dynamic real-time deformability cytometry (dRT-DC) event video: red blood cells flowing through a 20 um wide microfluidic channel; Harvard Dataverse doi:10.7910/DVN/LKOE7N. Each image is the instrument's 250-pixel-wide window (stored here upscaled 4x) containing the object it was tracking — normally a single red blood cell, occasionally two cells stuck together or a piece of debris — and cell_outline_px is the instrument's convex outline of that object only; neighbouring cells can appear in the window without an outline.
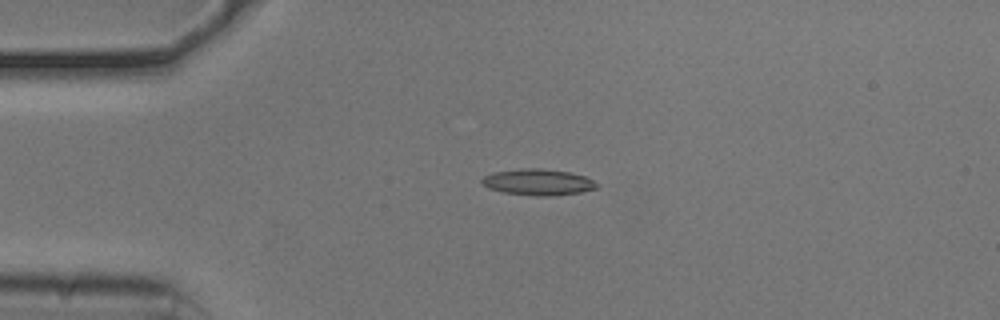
{"species": "common noctule bat (a hibernating species)", "species_latin": "Nyctalus noctula", "temperature_condition": "cold", "stored_images_in_passage": 42, "camera_frame_rate_fps": 3000, "um_per_image_px": 0.085, "animal": {"sex": "male", "body_mass_g": 20.5, "forearm_length_mm": 52.5}, "frame": {"image": 1, "passage_image": 1, "time_ms": 0.0, "image_size_px": [1000, 320], "cell_outline_px": [[600, 188], [580, 192], [552, 196], [536, 196], [504, 192], [488, 188], [480, 180], [484, 176], [496, 172], [524, 168], [540, 168], [568, 172], [584, 176], [600, 184]], "centroid_in_image_um": [45.78, 15.49], "position_along_channel_um": 39.2, "area_um2": 17.46}}
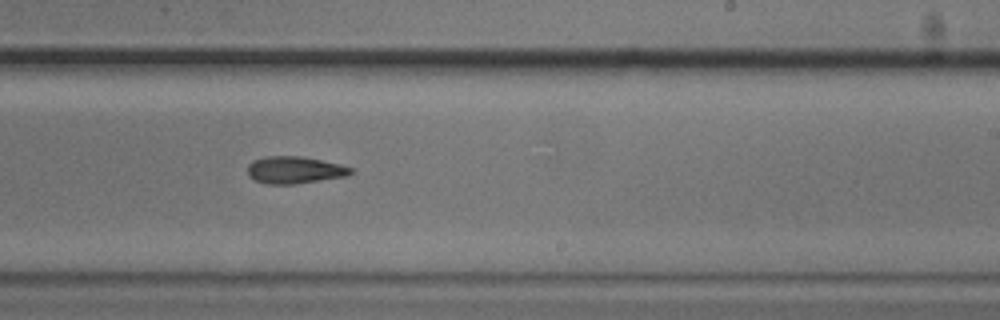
{"frame": {"image": 2, "passage_image": 21, "time_ms": 6.667, "image_size_px": [1000, 320], "cell_outline_px": [[352, 172], [348, 176], [296, 184], [264, 184], [248, 176], [248, 164], [252, 160], [264, 156], [300, 156], [340, 164], [352, 168]], "centroid_in_image_um": [25.01, 14.45], "position_along_channel_um": 264.0, "area_um2": 16.42}}
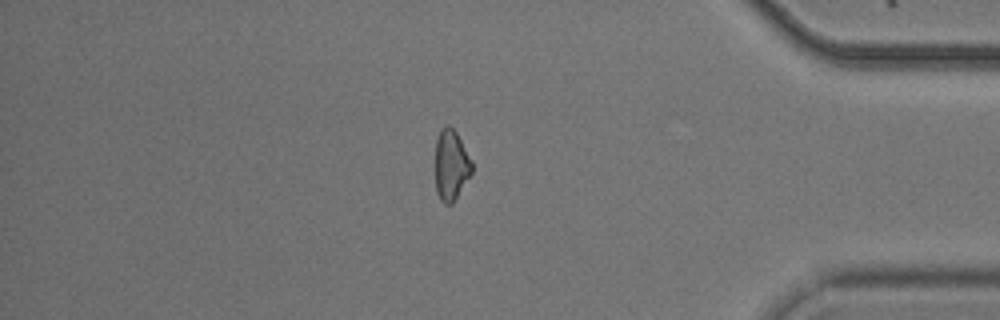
{"frame": {"image": 3, "passage_image": 34, "time_ms": 11.0, "image_size_px": [1000, 320], "cell_outline_px": [[472, 172], [452, 204], [444, 204], [440, 200], [436, 192], [436, 140], [440, 128], [444, 124], [448, 124], [456, 132], [472, 160]], "centroid_in_image_um": [38.33, 14.01], "position_along_channel_um": 396.9, "area_um2": 15.09}}